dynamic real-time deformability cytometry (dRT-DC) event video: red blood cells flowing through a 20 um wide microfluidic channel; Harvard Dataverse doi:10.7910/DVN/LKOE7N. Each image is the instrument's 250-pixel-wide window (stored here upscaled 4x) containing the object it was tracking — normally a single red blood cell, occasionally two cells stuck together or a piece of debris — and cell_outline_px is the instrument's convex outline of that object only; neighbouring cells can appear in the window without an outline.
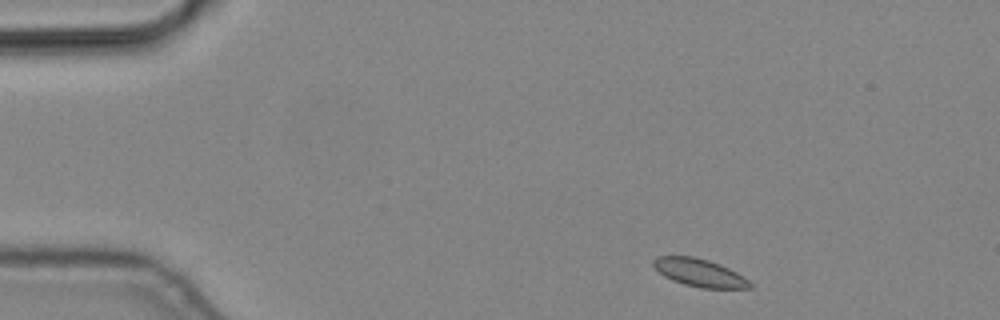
{"species": "common noctule bat (a hibernating species)", "species_latin": "Nyctalus noctula", "temperature_condition": "cold", "stored_images_in_passage": 3, "camera_frame_rate_fps": 3000, "um_per_image_px": 0.085, "animal": {"sex": "male", "body_mass_g": 19.2, "forearm_length_mm": 51.8}, "frame": {"image": 1, "passage_image": 1, "time_ms": 0.0, "image_size_px": [1000, 320], "cell_outline_px": [[752, 288], [700, 288], [684, 284], [672, 280], [664, 276], [652, 264], [652, 260], [660, 256], [692, 256], [708, 260], [720, 264], [744, 276], [752, 284]], "centroid_in_image_um": [59.47, 23.18], "position_along_channel_um": 25.5, "area_um2": 15.55}}